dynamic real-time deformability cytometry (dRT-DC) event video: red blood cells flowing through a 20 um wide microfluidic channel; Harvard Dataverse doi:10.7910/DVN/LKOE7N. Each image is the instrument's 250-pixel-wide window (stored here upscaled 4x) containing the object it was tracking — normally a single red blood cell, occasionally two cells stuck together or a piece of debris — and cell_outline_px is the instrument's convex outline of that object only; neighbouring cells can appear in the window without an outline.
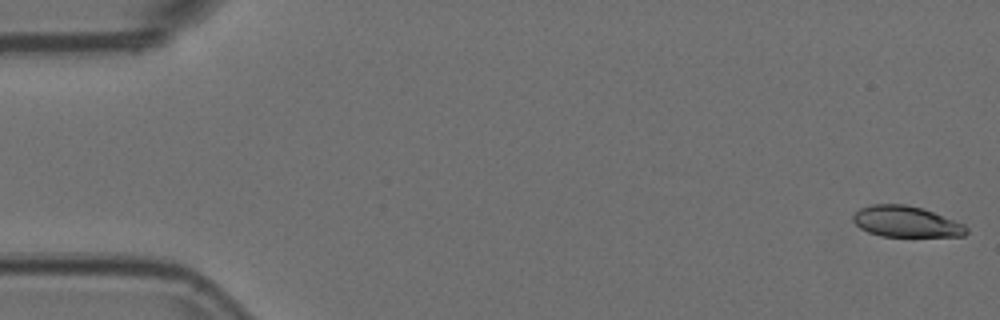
{"species": "Egyptian fruit bat (a non-hibernating species)", "species_latin": "Rousettus aegyptiacus", "temperature_condition": "room temperature", "stored_images_in_passage": 5, "camera_frame_rate_fps": 3000, "um_per_image_px": 0.085, "animal": {"sex": "female"}, "frame": {"image": 1, "passage_image": 1, "time_ms": 0.0, "image_size_px": [1000, 320], "cell_outline_px": [[968, 232], [964, 236], [880, 236], [868, 232], [860, 228], [852, 220], [852, 216], [860, 208], [872, 204], [904, 204], [920, 208], [932, 212], [964, 224], [968, 228]], "centroid_in_image_um": [76.99, 18.84], "position_along_channel_um": 8.0, "area_um2": 20.29}}
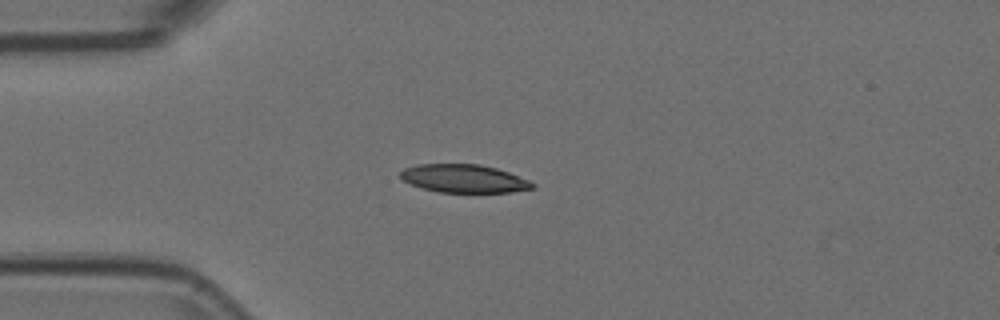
{"frame": {"image": 2, "passage_image": 5, "time_ms": 1.333, "image_size_px": [1000, 320], "cell_outline_px": [[536, 188], [512, 192], [440, 192], [424, 188], [412, 184], [404, 180], [400, 176], [400, 172], [404, 168], [416, 164], [480, 164], [496, 168], [508, 172], [528, 180], [536, 184]], "centroid_in_image_um": [39.46, 15.17], "position_along_channel_um": 45.5, "area_um2": 21.56}}